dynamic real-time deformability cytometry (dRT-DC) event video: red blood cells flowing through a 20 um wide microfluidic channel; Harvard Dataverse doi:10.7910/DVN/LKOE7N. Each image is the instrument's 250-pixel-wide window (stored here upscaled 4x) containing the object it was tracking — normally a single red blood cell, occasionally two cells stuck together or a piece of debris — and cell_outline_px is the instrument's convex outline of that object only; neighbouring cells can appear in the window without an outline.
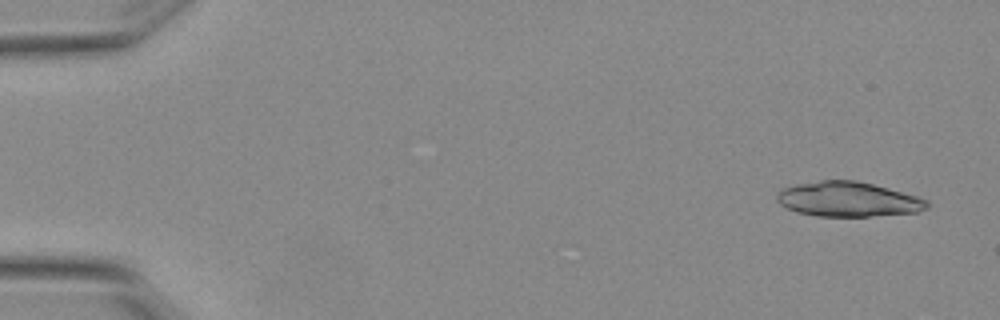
{"species": "Egyptian fruit bat (a non-hibernating species)", "species_latin": "Rousettus aegyptiacus", "temperature_condition": "warm", "stored_images_in_passage": 3, "camera_frame_rate_fps": 3000, "um_per_image_px": 0.085, "animal": {"sex": "female"}, "frame": {"image": 1, "passage_image": 1, "time_ms": 0.0, "image_size_px": [1000, 320], "cell_outline_px": [[928, 208], [916, 212], [868, 216], [816, 216], [796, 212], [780, 204], [776, 200], [776, 196], [784, 188], [796, 184], [820, 180], [856, 180], [888, 188], [916, 196], [928, 200]], "centroid_in_image_um": [72.07, 16.93], "position_along_channel_um": 12.9, "area_um2": 30.23}}